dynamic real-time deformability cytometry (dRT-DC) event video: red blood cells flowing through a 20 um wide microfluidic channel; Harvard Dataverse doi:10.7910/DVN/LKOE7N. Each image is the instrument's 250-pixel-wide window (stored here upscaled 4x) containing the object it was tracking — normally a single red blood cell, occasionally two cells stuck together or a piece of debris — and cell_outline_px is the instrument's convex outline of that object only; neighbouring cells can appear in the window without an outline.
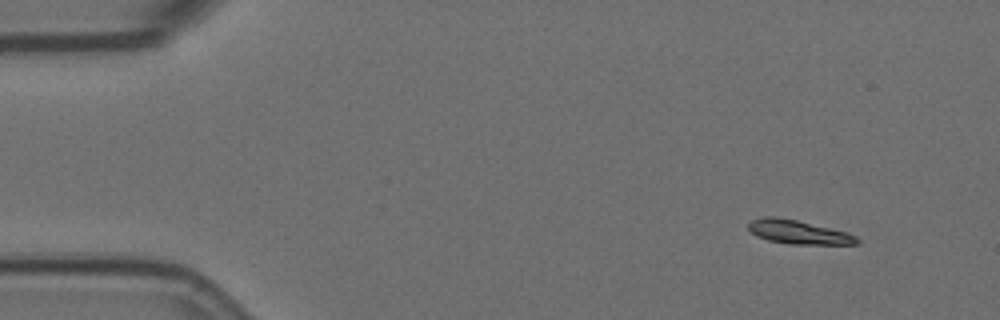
{"species": "Egyptian fruit bat (a non-hibernating species)", "species_latin": "Rousettus aegyptiacus", "temperature_condition": "room temperature", "stored_images_in_passage": 4, "camera_frame_rate_fps": 3000, "um_per_image_px": 0.085, "animal": {"sex": "female"}, "frame": {"image": 1, "passage_image": 1, "time_ms": 0.0, "image_size_px": [1000, 320], "cell_outline_px": [[860, 244], [788, 244], [768, 240], [756, 236], [748, 228], [748, 224], [752, 220], [764, 216], [776, 216], [796, 220], [848, 232], [856, 236], [860, 240]], "centroid_in_image_um": [67.87, 19.73], "position_along_channel_um": 17.1, "area_um2": 15.09}}
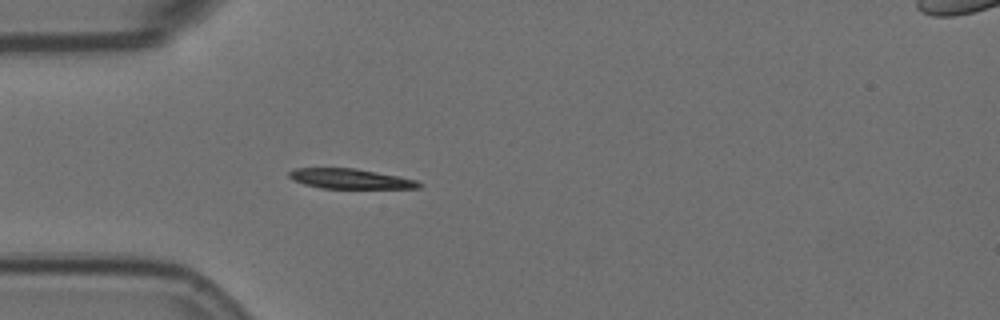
{"frame": {"image": 2, "passage_image": 4, "time_ms": 1.0, "image_size_px": [1000, 320], "cell_outline_px": [[424, 184], [420, 188], [320, 188], [304, 184], [292, 180], [288, 176], [288, 172], [296, 168], [356, 168], [416, 180]], "centroid_in_image_um": [29.74, 15.19], "position_along_channel_um": 55.3, "area_um2": 15.03}}